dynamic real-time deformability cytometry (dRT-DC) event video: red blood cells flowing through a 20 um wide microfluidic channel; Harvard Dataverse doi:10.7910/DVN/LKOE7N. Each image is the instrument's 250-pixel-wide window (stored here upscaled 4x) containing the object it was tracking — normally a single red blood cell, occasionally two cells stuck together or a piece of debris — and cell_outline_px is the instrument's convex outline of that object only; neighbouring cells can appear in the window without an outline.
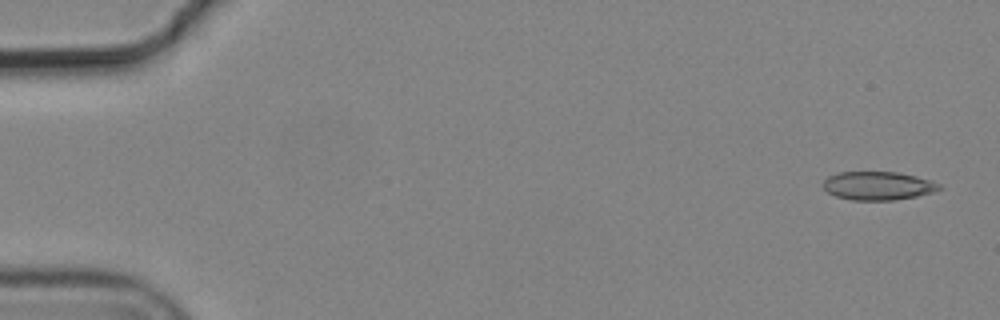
{"species": "common noctule bat (a hibernating species)", "species_latin": "Nyctalus noctula", "temperature_condition": "cold", "stored_images_in_passage": 4, "camera_frame_rate_fps": 3000, "um_per_image_px": 0.085, "animal": {"sex": "male", "body_mass_g": 19.2, "forearm_length_mm": 51.8}, "frame": {"image": 1, "passage_image": 1, "time_ms": 0.0, "image_size_px": [1000, 320], "cell_outline_px": [[944, 188], [936, 192], [916, 196], [892, 200], [852, 200], [836, 196], [828, 192], [820, 184], [828, 176], [836, 172], [900, 172], [932, 180], [940, 184]], "centroid_in_image_um": [74.65, 15.78], "position_along_channel_um": 10.3, "area_um2": 19.54}}
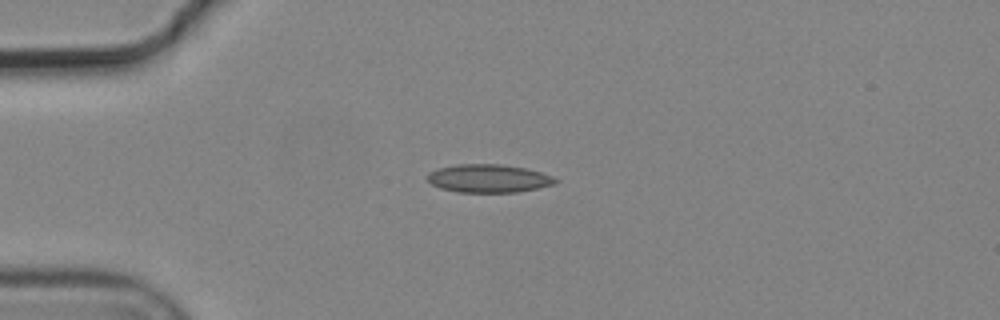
{"frame": {"image": 2, "passage_image": 4, "time_ms": 1.0, "image_size_px": [1000, 320], "cell_outline_px": [[560, 180], [556, 184], [516, 192], [456, 192], [440, 188], [432, 184], [428, 180], [428, 172], [440, 168], [456, 164], [500, 164], [524, 168], [540, 172], [552, 176]], "centroid_in_image_um": [41.53, 15.17], "position_along_channel_um": 43.5, "area_um2": 20.92}}